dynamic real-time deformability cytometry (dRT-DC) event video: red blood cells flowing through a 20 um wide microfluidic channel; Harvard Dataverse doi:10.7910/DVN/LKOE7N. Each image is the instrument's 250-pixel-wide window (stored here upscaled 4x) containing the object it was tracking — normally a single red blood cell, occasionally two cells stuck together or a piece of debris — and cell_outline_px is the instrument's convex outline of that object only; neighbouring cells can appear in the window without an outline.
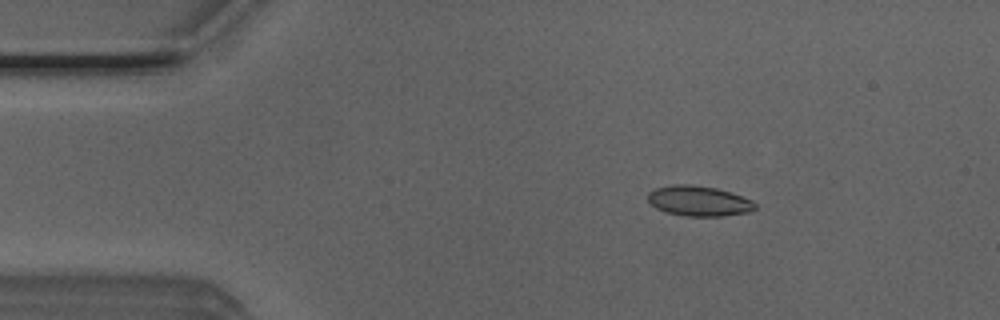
{"species": "Egyptian fruit bat (a non-hibernating species)", "species_latin": "Rousettus aegyptiacus", "temperature_condition": "room temperature", "stored_images_in_passage": 50, "camera_frame_rate_fps": 3000, "um_per_image_px": 0.085, "animal": {"sex": "male"}, "frame": {"image": 1, "passage_image": 7, "time_ms": 2.0, "image_size_px": [1000, 320], "cell_outline_px": [[756, 208], [748, 212], [720, 216], [688, 216], [668, 212], [656, 208], [648, 200], [648, 192], [656, 188], [672, 184], [692, 184], [716, 188], [752, 200], [756, 204]], "centroid_in_image_um": [59.38, 17.07], "position_along_channel_um": 25.6, "area_um2": 18.67}}
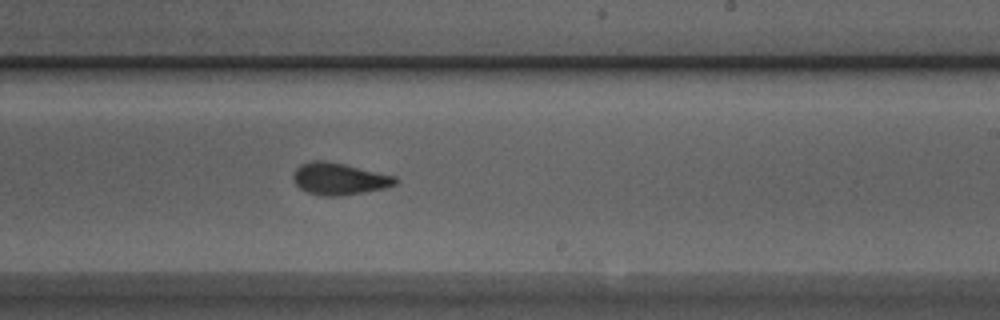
{"frame": {"image": 2, "passage_image": 29, "time_ms": 9.333, "image_size_px": [1000, 320], "cell_outline_px": [[400, 180], [396, 184], [384, 188], [364, 192], [340, 196], [320, 196], [308, 192], [300, 188], [292, 180], [292, 172], [300, 164], [312, 160], [328, 160], [396, 176]], "centroid_in_image_um": [28.81, 15.19], "position_along_channel_um": 260.2, "area_um2": 19.31}}
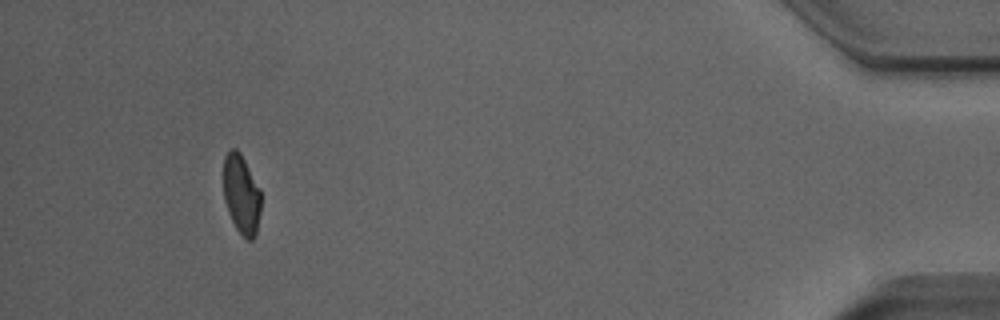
{"frame": {"image": 3, "passage_image": 46, "time_ms": 15.0, "image_size_px": [1000, 320], "cell_outline_px": [[260, 212], [256, 236], [252, 240], [244, 240], [236, 228], [228, 212], [224, 200], [224, 156], [232, 148], [236, 148], [240, 152], [260, 188]], "centroid_in_image_um": [20.52, 16.55], "position_along_channel_um": 414.7, "area_um2": 17.46}, "authors_computed_cell_mechanics": {"area_um2": 18.7272, "velocity_mm_per_s": 4.0267, "shape_relaxation_time_tau1_ms": 4.914, "shape_relaxation_time_tau2_ms": 1.4769, "deformation_change_tau1": 0.1332, "deformation_change_tau2": 0.0595}}